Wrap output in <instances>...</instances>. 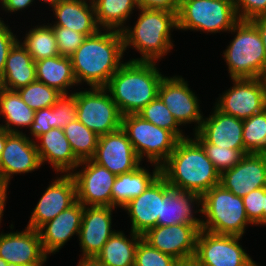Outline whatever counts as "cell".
<instances>
[{
  "instance_id": "obj_2",
  "label": "cell",
  "mask_w": 266,
  "mask_h": 266,
  "mask_svg": "<svg viewBox=\"0 0 266 266\" xmlns=\"http://www.w3.org/2000/svg\"><path fill=\"white\" fill-rule=\"evenodd\" d=\"M161 175L172 188L200 196L220 183V173L203 147L189 136L179 139L171 155L161 165Z\"/></svg>"
},
{
  "instance_id": "obj_15",
  "label": "cell",
  "mask_w": 266,
  "mask_h": 266,
  "mask_svg": "<svg viewBox=\"0 0 266 266\" xmlns=\"http://www.w3.org/2000/svg\"><path fill=\"white\" fill-rule=\"evenodd\" d=\"M91 159L116 176L131 172L142 165L122 128L99 136L96 152Z\"/></svg>"
},
{
  "instance_id": "obj_3",
  "label": "cell",
  "mask_w": 266,
  "mask_h": 266,
  "mask_svg": "<svg viewBox=\"0 0 266 266\" xmlns=\"http://www.w3.org/2000/svg\"><path fill=\"white\" fill-rule=\"evenodd\" d=\"M156 63L158 62L128 60L104 87L122 116L137 114L158 97L159 87L165 76Z\"/></svg>"
},
{
  "instance_id": "obj_53",
  "label": "cell",
  "mask_w": 266,
  "mask_h": 266,
  "mask_svg": "<svg viewBox=\"0 0 266 266\" xmlns=\"http://www.w3.org/2000/svg\"><path fill=\"white\" fill-rule=\"evenodd\" d=\"M263 226H266V187H264Z\"/></svg>"
},
{
  "instance_id": "obj_38",
  "label": "cell",
  "mask_w": 266,
  "mask_h": 266,
  "mask_svg": "<svg viewBox=\"0 0 266 266\" xmlns=\"http://www.w3.org/2000/svg\"><path fill=\"white\" fill-rule=\"evenodd\" d=\"M193 136L201 144L206 156L214 164L220 174L230 168H233L244 156L240 150H234L226 147L223 148L207 143L197 132L194 133Z\"/></svg>"
},
{
  "instance_id": "obj_57",
  "label": "cell",
  "mask_w": 266,
  "mask_h": 266,
  "mask_svg": "<svg viewBox=\"0 0 266 266\" xmlns=\"http://www.w3.org/2000/svg\"><path fill=\"white\" fill-rule=\"evenodd\" d=\"M178 4H180L184 0H175Z\"/></svg>"
},
{
  "instance_id": "obj_27",
  "label": "cell",
  "mask_w": 266,
  "mask_h": 266,
  "mask_svg": "<svg viewBox=\"0 0 266 266\" xmlns=\"http://www.w3.org/2000/svg\"><path fill=\"white\" fill-rule=\"evenodd\" d=\"M34 81H36L35 61L18 40L8 53L0 87L17 90Z\"/></svg>"
},
{
  "instance_id": "obj_39",
  "label": "cell",
  "mask_w": 266,
  "mask_h": 266,
  "mask_svg": "<svg viewBox=\"0 0 266 266\" xmlns=\"http://www.w3.org/2000/svg\"><path fill=\"white\" fill-rule=\"evenodd\" d=\"M178 260L162 253L141 238L137 244L134 266H175Z\"/></svg>"
},
{
  "instance_id": "obj_24",
  "label": "cell",
  "mask_w": 266,
  "mask_h": 266,
  "mask_svg": "<svg viewBox=\"0 0 266 266\" xmlns=\"http://www.w3.org/2000/svg\"><path fill=\"white\" fill-rule=\"evenodd\" d=\"M84 206L76 201L39 229L45 254H55L76 234L79 236Z\"/></svg>"
},
{
  "instance_id": "obj_23",
  "label": "cell",
  "mask_w": 266,
  "mask_h": 266,
  "mask_svg": "<svg viewBox=\"0 0 266 266\" xmlns=\"http://www.w3.org/2000/svg\"><path fill=\"white\" fill-rule=\"evenodd\" d=\"M212 110L209 117L203 118L197 133L209 144L248 154L243 142V120L224 114L215 106Z\"/></svg>"
},
{
  "instance_id": "obj_1",
  "label": "cell",
  "mask_w": 266,
  "mask_h": 266,
  "mask_svg": "<svg viewBox=\"0 0 266 266\" xmlns=\"http://www.w3.org/2000/svg\"><path fill=\"white\" fill-rule=\"evenodd\" d=\"M103 31V32H102ZM124 40L121 31L100 29L88 36L70 60L78 86L105 87L124 63Z\"/></svg>"
},
{
  "instance_id": "obj_33",
  "label": "cell",
  "mask_w": 266,
  "mask_h": 266,
  "mask_svg": "<svg viewBox=\"0 0 266 266\" xmlns=\"http://www.w3.org/2000/svg\"><path fill=\"white\" fill-rule=\"evenodd\" d=\"M45 24L30 28L28 32L26 31L24 40L21 42L35 62L60 55L53 28L49 23Z\"/></svg>"
},
{
  "instance_id": "obj_35",
  "label": "cell",
  "mask_w": 266,
  "mask_h": 266,
  "mask_svg": "<svg viewBox=\"0 0 266 266\" xmlns=\"http://www.w3.org/2000/svg\"><path fill=\"white\" fill-rule=\"evenodd\" d=\"M243 142L248 153L266 154V108L243 120Z\"/></svg>"
},
{
  "instance_id": "obj_43",
  "label": "cell",
  "mask_w": 266,
  "mask_h": 266,
  "mask_svg": "<svg viewBox=\"0 0 266 266\" xmlns=\"http://www.w3.org/2000/svg\"><path fill=\"white\" fill-rule=\"evenodd\" d=\"M239 20H251L266 15V0H233Z\"/></svg>"
},
{
  "instance_id": "obj_54",
  "label": "cell",
  "mask_w": 266,
  "mask_h": 266,
  "mask_svg": "<svg viewBox=\"0 0 266 266\" xmlns=\"http://www.w3.org/2000/svg\"><path fill=\"white\" fill-rule=\"evenodd\" d=\"M40 1H43V3L49 4V6L51 5V8L53 9L62 0H40Z\"/></svg>"
},
{
  "instance_id": "obj_22",
  "label": "cell",
  "mask_w": 266,
  "mask_h": 266,
  "mask_svg": "<svg viewBox=\"0 0 266 266\" xmlns=\"http://www.w3.org/2000/svg\"><path fill=\"white\" fill-rule=\"evenodd\" d=\"M162 200L163 176L160 174L142 194L122 208L130 216L132 232L144 235L157 226V218H161Z\"/></svg>"
},
{
  "instance_id": "obj_30",
  "label": "cell",
  "mask_w": 266,
  "mask_h": 266,
  "mask_svg": "<svg viewBox=\"0 0 266 266\" xmlns=\"http://www.w3.org/2000/svg\"><path fill=\"white\" fill-rule=\"evenodd\" d=\"M126 236L123 231H115L94 259L102 266H134L142 235L130 231V236Z\"/></svg>"
},
{
  "instance_id": "obj_13",
  "label": "cell",
  "mask_w": 266,
  "mask_h": 266,
  "mask_svg": "<svg viewBox=\"0 0 266 266\" xmlns=\"http://www.w3.org/2000/svg\"><path fill=\"white\" fill-rule=\"evenodd\" d=\"M158 97L170 110L180 126L196 124L193 132L196 133L203 121L200 103L197 95L193 92L188 81L182 76H165L160 84Z\"/></svg>"
},
{
  "instance_id": "obj_40",
  "label": "cell",
  "mask_w": 266,
  "mask_h": 266,
  "mask_svg": "<svg viewBox=\"0 0 266 266\" xmlns=\"http://www.w3.org/2000/svg\"><path fill=\"white\" fill-rule=\"evenodd\" d=\"M54 106V128L64 129L77 119L76 92L62 94Z\"/></svg>"
},
{
  "instance_id": "obj_11",
  "label": "cell",
  "mask_w": 266,
  "mask_h": 266,
  "mask_svg": "<svg viewBox=\"0 0 266 266\" xmlns=\"http://www.w3.org/2000/svg\"><path fill=\"white\" fill-rule=\"evenodd\" d=\"M230 87L217 98L222 113L245 120L266 108L265 78H233Z\"/></svg>"
},
{
  "instance_id": "obj_36",
  "label": "cell",
  "mask_w": 266,
  "mask_h": 266,
  "mask_svg": "<svg viewBox=\"0 0 266 266\" xmlns=\"http://www.w3.org/2000/svg\"><path fill=\"white\" fill-rule=\"evenodd\" d=\"M137 114L144 120L171 131L178 139L188 137V135H184L185 133L179 127L180 125L159 97L149 102Z\"/></svg>"
},
{
  "instance_id": "obj_28",
  "label": "cell",
  "mask_w": 266,
  "mask_h": 266,
  "mask_svg": "<svg viewBox=\"0 0 266 266\" xmlns=\"http://www.w3.org/2000/svg\"><path fill=\"white\" fill-rule=\"evenodd\" d=\"M152 172L139 166L137 169L117 175L112 186V207L121 209L133 198L142 194L161 174V166L152 163Z\"/></svg>"
},
{
  "instance_id": "obj_29",
  "label": "cell",
  "mask_w": 266,
  "mask_h": 266,
  "mask_svg": "<svg viewBox=\"0 0 266 266\" xmlns=\"http://www.w3.org/2000/svg\"><path fill=\"white\" fill-rule=\"evenodd\" d=\"M36 80L56 89L61 94H70L68 89L78 86L72 63L68 56H54L35 62Z\"/></svg>"
},
{
  "instance_id": "obj_20",
  "label": "cell",
  "mask_w": 266,
  "mask_h": 266,
  "mask_svg": "<svg viewBox=\"0 0 266 266\" xmlns=\"http://www.w3.org/2000/svg\"><path fill=\"white\" fill-rule=\"evenodd\" d=\"M0 257L10 266L45 263V254L38 230L25 227L23 231L0 233Z\"/></svg>"
},
{
  "instance_id": "obj_32",
  "label": "cell",
  "mask_w": 266,
  "mask_h": 266,
  "mask_svg": "<svg viewBox=\"0 0 266 266\" xmlns=\"http://www.w3.org/2000/svg\"><path fill=\"white\" fill-rule=\"evenodd\" d=\"M96 21L101 29L122 31L133 10L138 9L135 0H92Z\"/></svg>"
},
{
  "instance_id": "obj_52",
  "label": "cell",
  "mask_w": 266,
  "mask_h": 266,
  "mask_svg": "<svg viewBox=\"0 0 266 266\" xmlns=\"http://www.w3.org/2000/svg\"><path fill=\"white\" fill-rule=\"evenodd\" d=\"M175 266H201L194 259L178 261Z\"/></svg>"
},
{
  "instance_id": "obj_51",
  "label": "cell",
  "mask_w": 266,
  "mask_h": 266,
  "mask_svg": "<svg viewBox=\"0 0 266 266\" xmlns=\"http://www.w3.org/2000/svg\"><path fill=\"white\" fill-rule=\"evenodd\" d=\"M6 143V130L0 127V155L4 149Z\"/></svg>"
},
{
  "instance_id": "obj_9",
  "label": "cell",
  "mask_w": 266,
  "mask_h": 266,
  "mask_svg": "<svg viewBox=\"0 0 266 266\" xmlns=\"http://www.w3.org/2000/svg\"><path fill=\"white\" fill-rule=\"evenodd\" d=\"M77 120L98 136L121 128L122 115L104 87L76 91Z\"/></svg>"
},
{
  "instance_id": "obj_31",
  "label": "cell",
  "mask_w": 266,
  "mask_h": 266,
  "mask_svg": "<svg viewBox=\"0 0 266 266\" xmlns=\"http://www.w3.org/2000/svg\"><path fill=\"white\" fill-rule=\"evenodd\" d=\"M0 116L5 121L0 127L10 133H22L23 127L30 128L33 123L35 110L21 99L16 90L0 87Z\"/></svg>"
},
{
  "instance_id": "obj_37",
  "label": "cell",
  "mask_w": 266,
  "mask_h": 266,
  "mask_svg": "<svg viewBox=\"0 0 266 266\" xmlns=\"http://www.w3.org/2000/svg\"><path fill=\"white\" fill-rule=\"evenodd\" d=\"M16 91L21 99L35 111L52 107L62 95L56 89L37 80Z\"/></svg>"
},
{
  "instance_id": "obj_4",
  "label": "cell",
  "mask_w": 266,
  "mask_h": 266,
  "mask_svg": "<svg viewBox=\"0 0 266 266\" xmlns=\"http://www.w3.org/2000/svg\"><path fill=\"white\" fill-rule=\"evenodd\" d=\"M140 13L134 27L126 26L121 32L124 52L135 49L141 58L133 61H160L173 49L171 31L177 30V13L157 9H137Z\"/></svg>"
},
{
  "instance_id": "obj_12",
  "label": "cell",
  "mask_w": 266,
  "mask_h": 266,
  "mask_svg": "<svg viewBox=\"0 0 266 266\" xmlns=\"http://www.w3.org/2000/svg\"><path fill=\"white\" fill-rule=\"evenodd\" d=\"M82 168H81V167ZM80 169L71 175L75 179L77 201L83 206L112 207V186L116 175L92 159L82 160Z\"/></svg>"
},
{
  "instance_id": "obj_18",
  "label": "cell",
  "mask_w": 266,
  "mask_h": 266,
  "mask_svg": "<svg viewBox=\"0 0 266 266\" xmlns=\"http://www.w3.org/2000/svg\"><path fill=\"white\" fill-rule=\"evenodd\" d=\"M219 184L241 198L266 187V154H245L238 164L220 174Z\"/></svg>"
},
{
  "instance_id": "obj_8",
  "label": "cell",
  "mask_w": 266,
  "mask_h": 266,
  "mask_svg": "<svg viewBox=\"0 0 266 266\" xmlns=\"http://www.w3.org/2000/svg\"><path fill=\"white\" fill-rule=\"evenodd\" d=\"M121 128L126 132L128 139L143 161L161 166L171 155L179 139L169 130L158 127L138 114L122 116Z\"/></svg>"
},
{
  "instance_id": "obj_25",
  "label": "cell",
  "mask_w": 266,
  "mask_h": 266,
  "mask_svg": "<svg viewBox=\"0 0 266 266\" xmlns=\"http://www.w3.org/2000/svg\"><path fill=\"white\" fill-rule=\"evenodd\" d=\"M36 140L35 145L42 165L50 163L57 174H71L77 170L81 161L73 153L63 129L52 128Z\"/></svg>"
},
{
  "instance_id": "obj_6",
  "label": "cell",
  "mask_w": 266,
  "mask_h": 266,
  "mask_svg": "<svg viewBox=\"0 0 266 266\" xmlns=\"http://www.w3.org/2000/svg\"><path fill=\"white\" fill-rule=\"evenodd\" d=\"M201 210V229L213 234L242 237L246 227L253 225L246 215L243 199L220 184L201 196Z\"/></svg>"
},
{
  "instance_id": "obj_44",
  "label": "cell",
  "mask_w": 266,
  "mask_h": 266,
  "mask_svg": "<svg viewBox=\"0 0 266 266\" xmlns=\"http://www.w3.org/2000/svg\"><path fill=\"white\" fill-rule=\"evenodd\" d=\"M54 128V106L35 111L33 123L29 130L33 138L37 139Z\"/></svg>"
},
{
  "instance_id": "obj_26",
  "label": "cell",
  "mask_w": 266,
  "mask_h": 266,
  "mask_svg": "<svg viewBox=\"0 0 266 266\" xmlns=\"http://www.w3.org/2000/svg\"><path fill=\"white\" fill-rule=\"evenodd\" d=\"M51 10L56 20L53 25L50 23L51 26L66 27L86 37L96 34L101 29L96 21L92 0H62Z\"/></svg>"
},
{
  "instance_id": "obj_5",
  "label": "cell",
  "mask_w": 266,
  "mask_h": 266,
  "mask_svg": "<svg viewBox=\"0 0 266 266\" xmlns=\"http://www.w3.org/2000/svg\"><path fill=\"white\" fill-rule=\"evenodd\" d=\"M229 32L236 33L223 52L230 78H266V53L256 26L239 20Z\"/></svg>"
},
{
  "instance_id": "obj_19",
  "label": "cell",
  "mask_w": 266,
  "mask_h": 266,
  "mask_svg": "<svg viewBox=\"0 0 266 266\" xmlns=\"http://www.w3.org/2000/svg\"><path fill=\"white\" fill-rule=\"evenodd\" d=\"M116 207L84 206L79 245L81 258H95L116 231L112 229V212Z\"/></svg>"
},
{
  "instance_id": "obj_42",
  "label": "cell",
  "mask_w": 266,
  "mask_h": 266,
  "mask_svg": "<svg viewBox=\"0 0 266 266\" xmlns=\"http://www.w3.org/2000/svg\"><path fill=\"white\" fill-rule=\"evenodd\" d=\"M242 199L249 221L255 226H263L264 188L253 190Z\"/></svg>"
},
{
  "instance_id": "obj_14",
  "label": "cell",
  "mask_w": 266,
  "mask_h": 266,
  "mask_svg": "<svg viewBox=\"0 0 266 266\" xmlns=\"http://www.w3.org/2000/svg\"><path fill=\"white\" fill-rule=\"evenodd\" d=\"M200 230L198 224L156 226L149 229L142 238L162 253L184 261L194 259L196 239Z\"/></svg>"
},
{
  "instance_id": "obj_48",
  "label": "cell",
  "mask_w": 266,
  "mask_h": 266,
  "mask_svg": "<svg viewBox=\"0 0 266 266\" xmlns=\"http://www.w3.org/2000/svg\"><path fill=\"white\" fill-rule=\"evenodd\" d=\"M258 29L266 53V15L257 16L250 20Z\"/></svg>"
},
{
  "instance_id": "obj_10",
  "label": "cell",
  "mask_w": 266,
  "mask_h": 266,
  "mask_svg": "<svg viewBox=\"0 0 266 266\" xmlns=\"http://www.w3.org/2000/svg\"><path fill=\"white\" fill-rule=\"evenodd\" d=\"M241 236L200 230L194 260L201 266H259L240 245Z\"/></svg>"
},
{
  "instance_id": "obj_50",
  "label": "cell",
  "mask_w": 266,
  "mask_h": 266,
  "mask_svg": "<svg viewBox=\"0 0 266 266\" xmlns=\"http://www.w3.org/2000/svg\"><path fill=\"white\" fill-rule=\"evenodd\" d=\"M77 266H102L94 258H80Z\"/></svg>"
},
{
  "instance_id": "obj_45",
  "label": "cell",
  "mask_w": 266,
  "mask_h": 266,
  "mask_svg": "<svg viewBox=\"0 0 266 266\" xmlns=\"http://www.w3.org/2000/svg\"><path fill=\"white\" fill-rule=\"evenodd\" d=\"M18 41L12 29L3 20H0V79L4 72L6 59L10 49Z\"/></svg>"
},
{
  "instance_id": "obj_46",
  "label": "cell",
  "mask_w": 266,
  "mask_h": 266,
  "mask_svg": "<svg viewBox=\"0 0 266 266\" xmlns=\"http://www.w3.org/2000/svg\"><path fill=\"white\" fill-rule=\"evenodd\" d=\"M138 9H157L178 13L179 4L175 0H135Z\"/></svg>"
},
{
  "instance_id": "obj_55",
  "label": "cell",
  "mask_w": 266,
  "mask_h": 266,
  "mask_svg": "<svg viewBox=\"0 0 266 266\" xmlns=\"http://www.w3.org/2000/svg\"><path fill=\"white\" fill-rule=\"evenodd\" d=\"M0 266H10V265L0 257Z\"/></svg>"
},
{
  "instance_id": "obj_41",
  "label": "cell",
  "mask_w": 266,
  "mask_h": 266,
  "mask_svg": "<svg viewBox=\"0 0 266 266\" xmlns=\"http://www.w3.org/2000/svg\"><path fill=\"white\" fill-rule=\"evenodd\" d=\"M59 54L62 56H71L83 43L86 36L72 29L52 26Z\"/></svg>"
},
{
  "instance_id": "obj_47",
  "label": "cell",
  "mask_w": 266,
  "mask_h": 266,
  "mask_svg": "<svg viewBox=\"0 0 266 266\" xmlns=\"http://www.w3.org/2000/svg\"><path fill=\"white\" fill-rule=\"evenodd\" d=\"M33 2L35 0H3L2 8L7 13H16L29 8Z\"/></svg>"
},
{
  "instance_id": "obj_7",
  "label": "cell",
  "mask_w": 266,
  "mask_h": 266,
  "mask_svg": "<svg viewBox=\"0 0 266 266\" xmlns=\"http://www.w3.org/2000/svg\"><path fill=\"white\" fill-rule=\"evenodd\" d=\"M239 21L233 0H184L177 13L178 30L220 33Z\"/></svg>"
},
{
  "instance_id": "obj_56",
  "label": "cell",
  "mask_w": 266,
  "mask_h": 266,
  "mask_svg": "<svg viewBox=\"0 0 266 266\" xmlns=\"http://www.w3.org/2000/svg\"><path fill=\"white\" fill-rule=\"evenodd\" d=\"M45 263H35V264H29L24 266H44Z\"/></svg>"
},
{
  "instance_id": "obj_17",
  "label": "cell",
  "mask_w": 266,
  "mask_h": 266,
  "mask_svg": "<svg viewBox=\"0 0 266 266\" xmlns=\"http://www.w3.org/2000/svg\"><path fill=\"white\" fill-rule=\"evenodd\" d=\"M35 144V139L26 133L6 131V143L0 155V176L8 185L13 174L21 175L40 169L42 163Z\"/></svg>"
},
{
  "instance_id": "obj_34",
  "label": "cell",
  "mask_w": 266,
  "mask_h": 266,
  "mask_svg": "<svg viewBox=\"0 0 266 266\" xmlns=\"http://www.w3.org/2000/svg\"><path fill=\"white\" fill-rule=\"evenodd\" d=\"M63 131L73 153L80 161L91 159L94 156L99 140L96 133L77 119L66 126Z\"/></svg>"
},
{
  "instance_id": "obj_58",
  "label": "cell",
  "mask_w": 266,
  "mask_h": 266,
  "mask_svg": "<svg viewBox=\"0 0 266 266\" xmlns=\"http://www.w3.org/2000/svg\"><path fill=\"white\" fill-rule=\"evenodd\" d=\"M0 5H1V7H2V4H3V0H0ZM2 18L0 17V20H1Z\"/></svg>"
},
{
  "instance_id": "obj_49",
  "label": "cell",
  "mask_w": 266,
  "mask_h": 266,
  "mask_svg": "<svg viewBox=\"0 0 266 266\" xmlns=\"http://www.w3.org/2000/svg\"><path fill=\"white\" fill-rule=\"evenodd\" d=\"M8 188H9L8 184L0 176V224L2 222V217L4 215L3 213H4L5 206H6V201H7V198H8L7 197Z\"/></svg>"
},
{
  "instance_id": "obj_16",
  "label": "cell",
  "mask_w": 266,
  "mask_h": 266,
  "mask_svg": "<svg viewBox=\"0 0 266 266\" xmlns=\"http://www.w3.org/2000/svg\"><path fill=\"white\" fill-rule=\"evenodd\" d=\"M77 201L76 183L71 174L56 177L44 190L34 207L27 227L38 230L46 222L68 209Z\"/></svg>"
},
{
  "instance_id": "obj_21",
  "label": "cell",
  "mask_w": 266,
  "mask_h": 266,
  "mask_svg": "<svg viewBox=\"0 0 266 266\" xmlns=\"http://www.w3.org/2000/svg\"><path fill=\"white\" fill-rule=\"evenodd\" d=\"M200 205L199 194L172 188L163 177L161 218H157V226L198 224L201 227L202 218L195 217V213H202Z\"/></svg>"
}]
</instances>
